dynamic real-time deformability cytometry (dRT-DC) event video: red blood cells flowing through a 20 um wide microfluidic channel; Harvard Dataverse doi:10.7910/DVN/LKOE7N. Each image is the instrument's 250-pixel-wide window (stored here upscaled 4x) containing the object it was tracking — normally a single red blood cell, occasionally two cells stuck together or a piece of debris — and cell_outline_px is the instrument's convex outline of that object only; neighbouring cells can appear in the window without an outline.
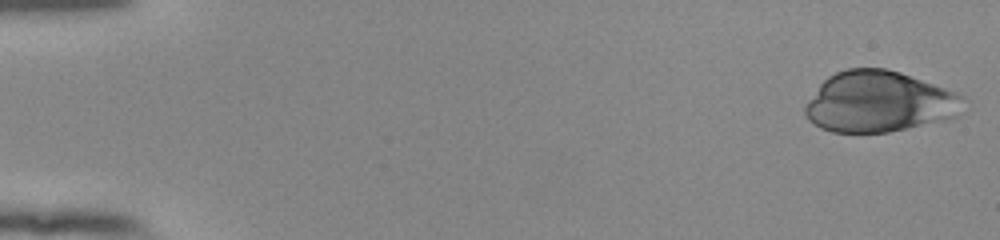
{"species": "human", "species_latin": "Homo sapiens", "temperature_condition": "room temperature", "stored_images_in_passage": 46, "camera_frame_rate_fps": 3000, "um_per_image_px": 0.085, "donor": {"sex": "female"}, "frame": {"image": 1, "passage_image": 1, "time_ms": 0.0, "image_size_px": [1000, 240], "cell_outline_px": [[968, 100], [964, 112], [948, 120], [888, 132], [832, 132], [820, 128], [808, 120], [804, 112], [804, 108], [808, 100], [820, 84], [828, 76], [836, 72], [848, 68], [884, 68], [900, 72], [956, 92], [964, 96]], "centroid_in_image_um": [74.78, 8.66], "position_along_channel_um": 10.2, "area_um2": 56.7}}
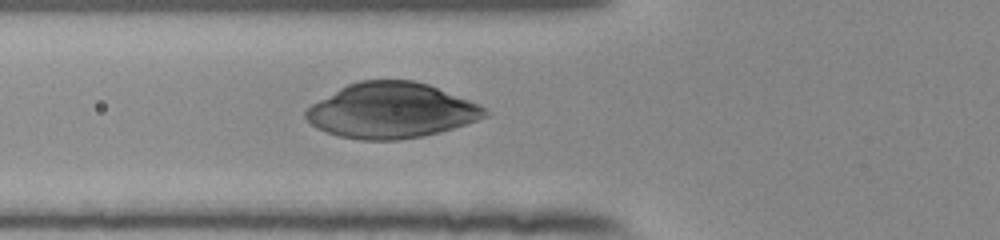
{"frame": {"image": 2, "passage_image": 20, "time_ms": 6.333, "image_size_px": [1000, 240], "cell_outline_px": [[488, 116], [440, 132], [420, 136], [396, 140], [360, 140], [340, 136], [316, 128], [304, 116], [304, 112], [312, 104], [340, 88], [348, 84], [360, 80], [412, 80], [428, 84], [480, 104], [488, 112]], "centroid_in_image_um": [33.26, 9.39], "position_along_channel_um": 92.5, "area_um2": 57.28}}
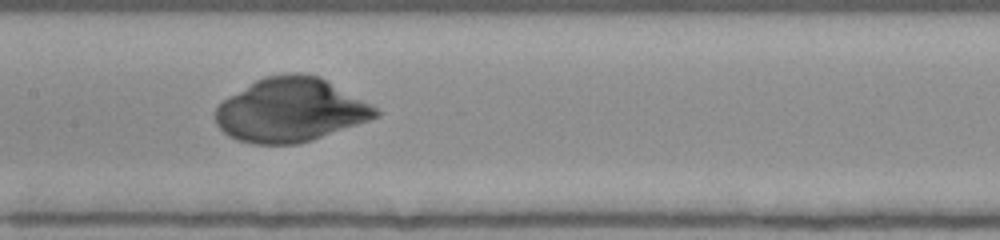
{"frame": {"image": 3, "passage_image": 27, "time_ms": 8.667, "image_size_px": [1000, 240], "cell_outline_px": [[380, 116], [312, 140], [300, 144], [256, 144], [236, 140], [228, 136], [216, 124], [216, 108], [228, 96], [256, 80], [264, 76], [284, 72], [300, 72], [320, 76], [376, 108], [380, 112]], "centroid_in_image_um": [24.67, 9.34], "position_along_channel_um": 182.7, "area_um2": 59.48}}